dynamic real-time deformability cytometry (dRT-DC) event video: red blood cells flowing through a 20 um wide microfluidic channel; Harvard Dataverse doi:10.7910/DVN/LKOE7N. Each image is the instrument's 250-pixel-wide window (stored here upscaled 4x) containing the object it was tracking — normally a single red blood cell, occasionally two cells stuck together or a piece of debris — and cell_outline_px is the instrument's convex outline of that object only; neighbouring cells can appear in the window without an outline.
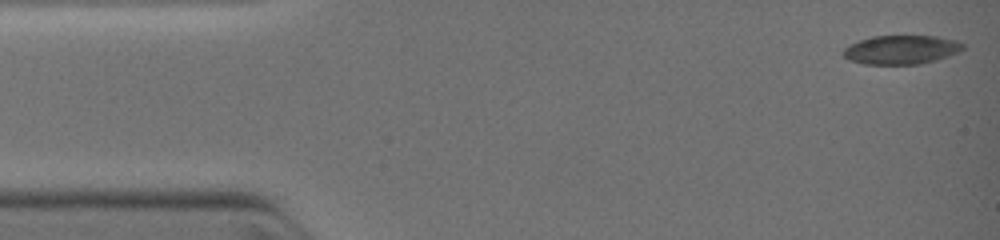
{"species": "common noctule bat (a hibernating species)", "species_latin": "Nyctalus noctula", "temperature_condition": "warm", "stored_images_in_passage": 37, "camera_frame_rate_fps": 3000, "um_per_image_px": 0.085, "animal": {"sex": "female", "body_mass_g": 19.0, "forearm_length_mm": 51.5}, "frame": {"image": 1, "passage_image": 1, "time_ms": 0.0, "image_size_px": [1000, 240], "cell_outline_px": [[964, 48], [960, 52], [936, 60], [920, 64], [864, 64], [848, 60], [840, 52], [844, 48], [860, 40], [872, 36], [936, 36], [956, 40], [964, 44]], "centroid_in_image_um": [76.61, 4.23], "position_along_channel_um": 8.4, "area_um2": 20.23}}
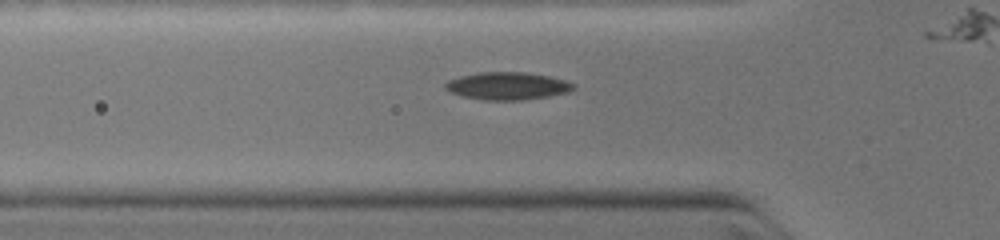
{"frame": {"image": 2, "passage_image": 12, "time_ms": 3.667, "image_size_px": [1000, 240], "cell_outline_px": [[576, 88], [568, 92], [548, 96], [520, 100], [480, 100], [460, 96], [444, 88], [444, 84], [448, 80], [460, 76], [480, 72], [524, 72], [548, 76], [564, 80], [576, 84]], "centroid_in_image_um": [43.11, 7.31], "position_along_channel_um": 82.7, "area_um2": 20.63}}
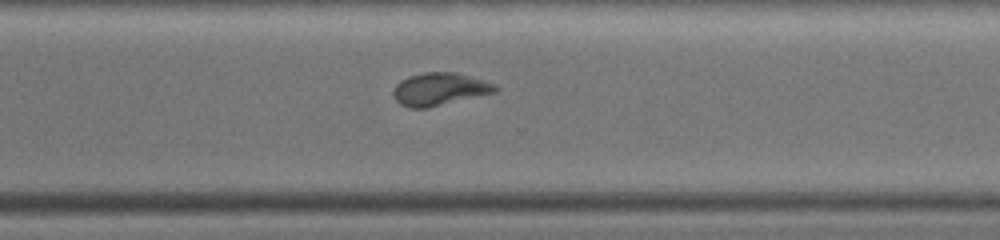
{"frame": {"image": 3, "passage_image": 32, "time_ms": 8.667, "image_size_px": [1000, 240], "cell_outline_px": [[500, 88], [496, 92], [428, 108], [408, 108], [400, 104], [392, 96], [392, 92], [396, 84], [400, 80], [408, 76], [424, 72], [456, 72], [496, 84]], "centroid_in_image_um": [37.34, 7.58], "position_along_channel_um": 333.3, "area_um2": 19.59}}